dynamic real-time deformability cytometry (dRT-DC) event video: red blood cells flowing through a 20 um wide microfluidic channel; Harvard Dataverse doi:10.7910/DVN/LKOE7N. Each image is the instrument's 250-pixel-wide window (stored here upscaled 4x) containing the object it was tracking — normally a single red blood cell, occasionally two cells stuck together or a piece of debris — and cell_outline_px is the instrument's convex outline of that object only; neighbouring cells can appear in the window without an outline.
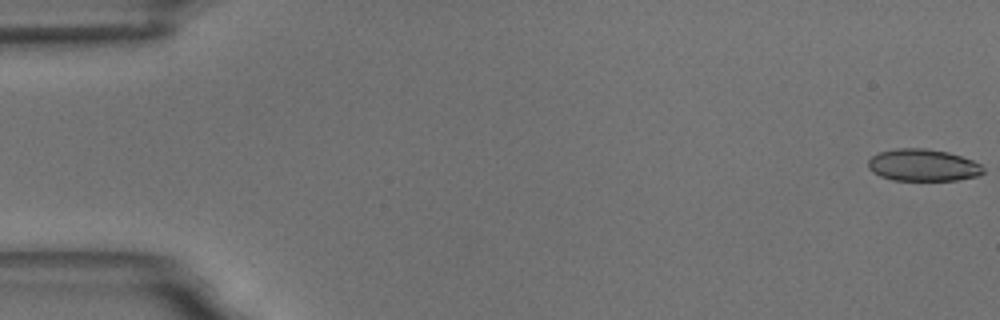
{"species": "common noctule bat (a hibernating species)", "species_latin": "Nyctalus noctula", "temperature_condition": "room temperature", "stored_images_in_passage": 58, "camera_frame_rate_fps": 3000, "um_per_image_px": 0.085, "animal": {"sex": "male", "body_mass_g": 18.8}, "frame": {"image": 1, "passage_image": 1, "time_ms": 0.0, "image_size_px": [1000, 320], "cell_outline_px": [[984, 172], [976, 176], [956, 180], [892, 180], [880, 176], [872, 172], [868, 168], [868, 160], [872, 156], [880, 152], [896, 148], [928, 148], [948, 152], [972, 160], [980, 164], [984, 168]], "centroid_in_image_um": [78.43, 14.03], "position_along_channel_um": 6.6, "area_um2": 21.5}}
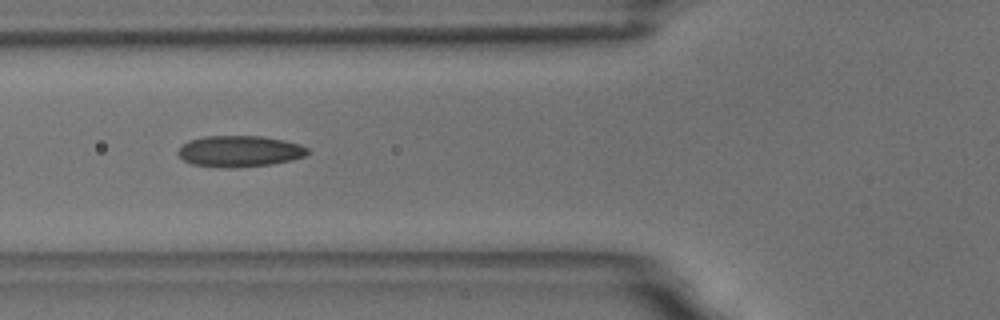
{"frame": {"image": 2, "passage_image": 22, "time_ms": 7.0, "image_size_px": [1000, 320], "cell_outline_px": [[308, 152], [304, 156], [292, 160], [272, 164], [232, 168], [228, 168], [192, 164], [184, 160], [176, 152], [188, 140], [204, 136], [260, 136], [284, 140], [300, 144], [308, 148]], "centroid_in_image_um": [20.36, 12.85], "position_along_channel_um": 105.4, "area_um2": 23.52}}
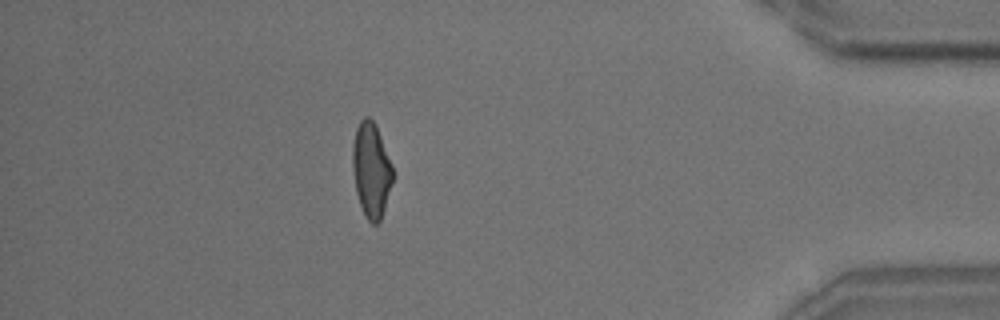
{"frame": {"image": 3, "passage_image": 51, "time_ms": 16.667, "image_size_px": [1000, 320], "cell_outline_px": [[392, 180], [384, 208], [380, 220], [376, 224], [372, 224], [368, 220], [360, 204], [356, 192], [352, 168], [352, 144], [356, 128], [360, 120], [364, 116], [368, 116], [372, 120], [380, 136], [392, 164]], "centroid_in_image_um": [31.52, 14.42], "position_along_channel_um": 403.7, "area_um2": 21.79}, "authors_computed_cell_mechanics": {"area_um2": 22.4553, "velocity_mm_per_s": 3.5309, "shape_relaxation_time_tau1_ms": 5.4285, "shape_relaxation_time_tau2_ms": 1.3728, "deformation_change_tau1": 0.1577, "deformation_change_tau2": 0.0883}}